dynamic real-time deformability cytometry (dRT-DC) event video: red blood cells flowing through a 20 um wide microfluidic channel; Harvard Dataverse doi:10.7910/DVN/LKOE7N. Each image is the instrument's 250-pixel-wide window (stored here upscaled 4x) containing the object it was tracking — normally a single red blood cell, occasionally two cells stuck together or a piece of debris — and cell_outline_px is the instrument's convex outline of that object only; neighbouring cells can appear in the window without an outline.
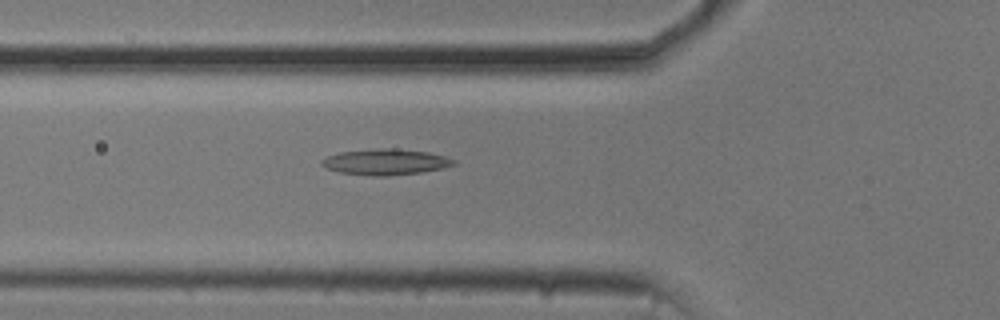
{"species": "common noctule bat (a hibernating species)", "species_latin": "Nyctalus noctula", "temperature_condition": "cold", "stored_images_in_passage": 48, "camera_frame_rate_fps": 3000, "um_per_image_px": 0.085, "animal": {"sex": "male", "body_mass_g": 20.5, "forearm_length_mm": 52.5}, "frame": {"image": 1, "passage_image": 13, "time_ms": 4.0, "image_size_px": [1000, 320], "cell_outline_px": [[456, 164], [444, 168], [420, 172], [388, 176], [372, 176], [340, 172], [328, 168], [320, 164], [320, 160], [328, 156], [340, 152], [376, 148], [396, 148], [428, 152], [444, 156], [456, 160]], "centroid_in_image_um": [32.79, 13.76], "position_along_channel_um": 93.0, "area_um2": 19.94}}
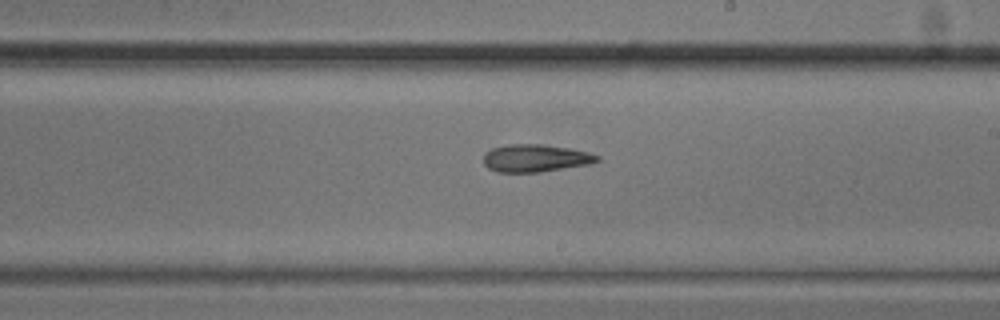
{"frame": {"image": 2, "passage_image": 25, "time_ms": 8.0, "image_size_px": [1000, 320], "cell_outline_px": [[600, 160], [588, 164], [540, 172], [496, 172], [488, 168], [484, 164], [484, 152], [492, 148], [508, 144], [540, 144], [568, 148], [588, 152], [600, 156]], "centroid_in_image_um": [45.48, 13.44], "position_along_channel_um": 243.5, "area_um2": 18.21}}
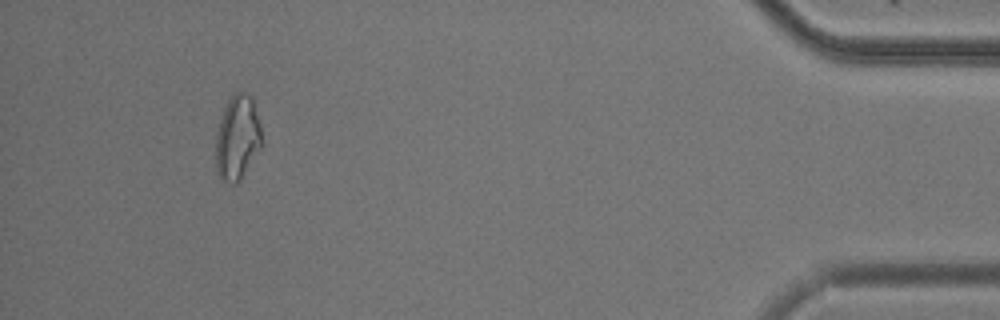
{"frame": {"image": 3, "passage_image": 44, "time_ms": 14.333, "image_size_px": [1000, 320], "cell_outline_px": [[264, 144], [240, 180], [236, 184], [232, 184], [224, 180], [216, 172], [216, 132], [224, 108], [232, 92], [244, 92], [252, 96], [260, 124], [264, 140]], "centroid_in_image_um": [20.21, 11.69], "position_along_channel_um": 415.0, "area_um2": 23.06}, "authors_computed_cell_mechanics": {"area_um2": 19.3919, "velocity_mm_per_s": 3.7419, "shape_relaxation_time_tau1_ms": null, "shape_relaxation_time_tau2_ms": 9.3673, "deformation_change_tau1": null, "deformation_change_tau2": 0.2138}}